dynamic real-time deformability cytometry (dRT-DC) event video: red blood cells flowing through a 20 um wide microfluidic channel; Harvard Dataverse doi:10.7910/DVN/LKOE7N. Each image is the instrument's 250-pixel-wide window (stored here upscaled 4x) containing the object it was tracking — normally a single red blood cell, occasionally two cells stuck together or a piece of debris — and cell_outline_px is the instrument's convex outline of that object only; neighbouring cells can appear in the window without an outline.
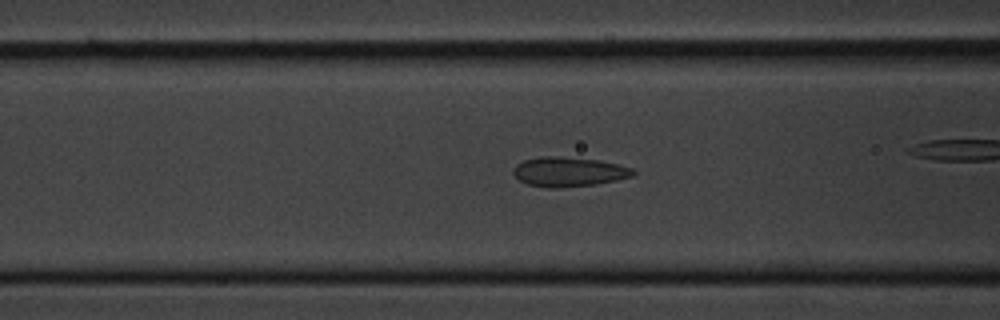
{"species": "common noctule bat (a hibernating species)", "species_latin": "Nyctalus noctula", "temperature_condition": "cold", "stored_images_in_passage": 46, "segment_of_instrument_passage": [1, 2], "camera_frame_rate_fps": 3000, "um_per_image_px": 0.085, "animal": {"sex": "male", "body_mass_g": 20.1, "forearm_length_mm": 53.5}, "frame": {"image": 1, "passage_image": 19, "time_ms": 6.0, "image_size_px": [1000, 320], "cell_outline_px": [[636, 172], [632, 176], [616, 180], [596, 184], [560, 188], [548, 188], [528, 184], [520, 180], [512, 172], [512, 168], [516, 164], [524, 160], [540, 156], [560, 156], [600, 160], [632, 168]], "centroid_in_image_um": [48.32, 14.6], "position_along_channel_um": 118.3, "area_um2": 20.69}}
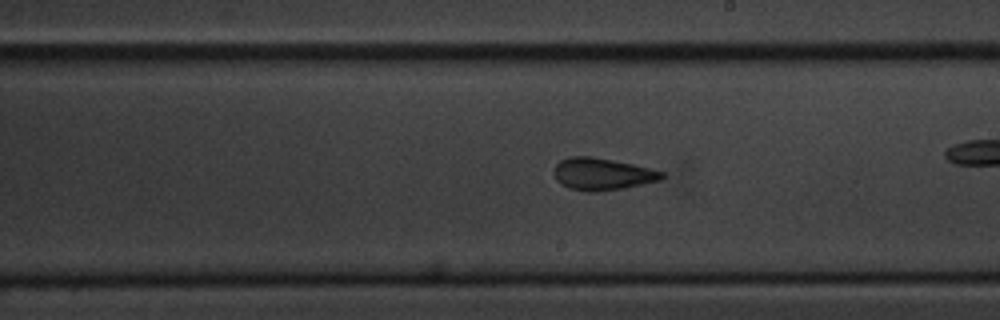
{"frame": {"image": 2, "passage_image": 29, "time_ms": 9.333, "image_size_px": [1000, 320], "cell_outline_px": [[664, 176], [660, 180], [624, 188], [596, 192], [588, 192], [568, 188], [560, 184], [556, 180], [552, 172], [556, 164], [560, 160], [572, 156], [592, 156], [632, 164], [664, 172]], "centroid_in_image_um": [51.13, 14.8], "position_along_channel_um": 237.9, "area_um2": 20.23}}
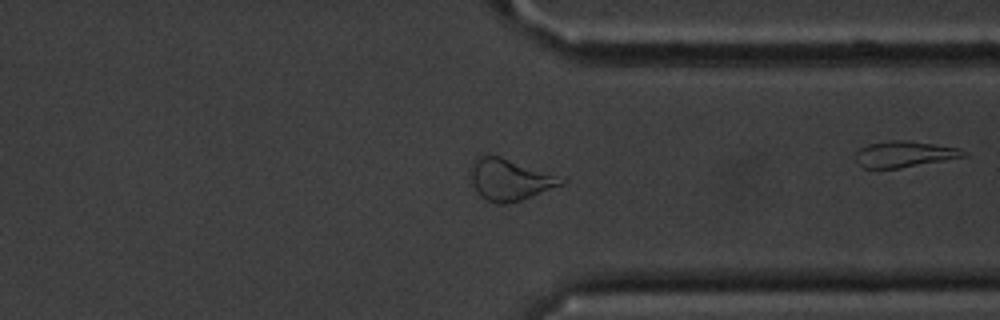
{"frame": {"image": 3, "passage_image": 40, "time_ms": 13.0, "image_size_px": [1000, 320], "cell_outline_px": [[568, 180], [564, 184], [532, 196], [520, 200], [504, 204], [500, 204], [488, 200], [480, 196], [472, 184], [468, 168], [476, 156], [484, 152], [500, 156]], "centroid_in_image_um": [43.24, 15.23], "position_along_channel_um": 368.2, "area_um2": 22.02}}